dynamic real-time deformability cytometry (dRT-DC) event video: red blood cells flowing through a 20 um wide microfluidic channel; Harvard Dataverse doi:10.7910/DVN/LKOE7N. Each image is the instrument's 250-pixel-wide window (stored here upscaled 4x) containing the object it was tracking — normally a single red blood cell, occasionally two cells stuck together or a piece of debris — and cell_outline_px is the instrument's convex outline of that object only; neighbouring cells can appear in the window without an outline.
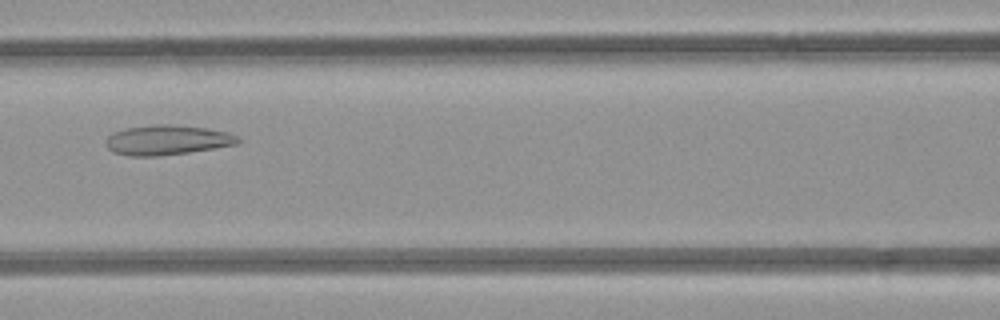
{"species": "common noctule bat (a hibernating species)", "species_latin": "Nyctalus noctula", "temperature_condition": "room temperature", "stored_images_in_passage": 4, "camera_frame_rate_fps": 3000, "um_per_image_px": 0.085, "animal": {"sex": "female", "body_mass_g": 21.9}, "frame": {"image": 1, "passage_image": 4, "time_ms": 3.333, "image_size_px": [1000, 320], "cell_outline_px": [[244, 140], [236, 144], [188, 152], [160, 156], [128, 156], [112, 152], [108, 148], [104, 140], [112, 132], [124, 128], [156, 124], [168, 124], [204, 128], [228, 132], [240, 136]], "centroid_in_image_um": [14.18, 11.9], "position_along_channel_um": 152.4, "area_um2": 23.12}}